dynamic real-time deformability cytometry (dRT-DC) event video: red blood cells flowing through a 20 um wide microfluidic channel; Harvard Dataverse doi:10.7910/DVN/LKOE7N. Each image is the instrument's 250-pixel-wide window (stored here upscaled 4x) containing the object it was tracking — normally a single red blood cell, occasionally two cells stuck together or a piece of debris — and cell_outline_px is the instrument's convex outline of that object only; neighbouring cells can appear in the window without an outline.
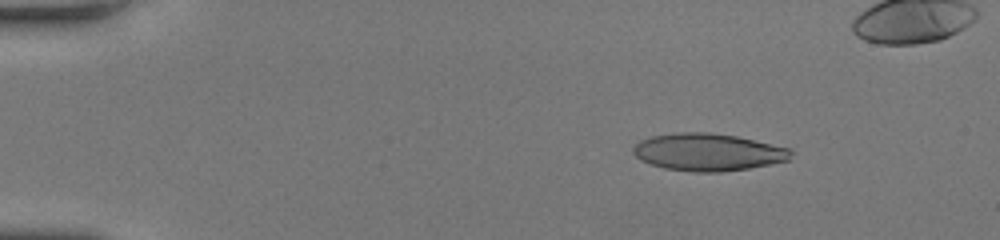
{"species": "human", "species_latin": "Homo sapiens", "temperature_condition": "room temperature", "stored_images_in_passage": 43, "camera_frame_rate_fps": 3000, "um_per_image_px": 0.085, "donor": {"sex": "female"}, "frame": {"image": 1, "passage_image": 7, "time_ms": 2.0, "image_size_px": [1000, 240], "cell_outline_px": [[792, 152], [788, 160], [748, 168], [720, 172], [692, 172], [664, 168], [640, 160], [632, 152], [632, 148], [640, 140], [652, 136], [676, 132], [708, 132], [736, 136], [792, 148]], "centroid_in_image_um": [60.16, 12.92], "position_along_channel_um": 24.8, "area_um2": 34.33}}
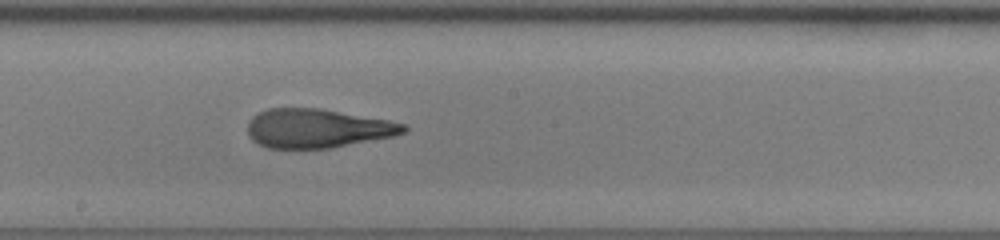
{"frame": {"image": 2, "passage_image": 26, "time_ms": 8.333, "image_size_px": [1000, 240], "cell_outline_px": [[408, 128], [404, 132], [392, 136], [332, 148], [268, 148], [252, 140], [248, 136], [248, 120], [252, 116], [268, 108], [320, 108], [388, 120], [408, 124]], "centroid_in_image_um": [26.96, 10.9], "position_along_channel_um": 221.2, "area_um2": 35.43}}
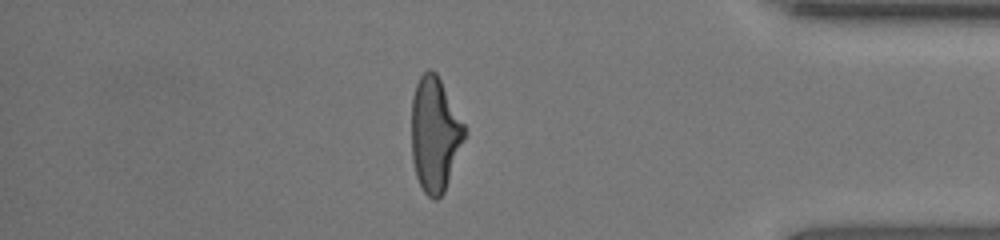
{"frame": {"image": 3, "passage_image": 39, "time_ms": 12.667, "image_size_px": [1000, 240], "cell_outline_px": [[468, 132], [444, 192], [436, 200], [432, 200], [424, 192], [416, 176], [412, 160], [412, 96], [416, 84], [420, 76], [428, 68], [432, 68], [436, 72], [464, 124]], "centroid_in_image_um": [36.96, 11.42], "position_along_channel_um": 398.2, "area_um2": 35.43}}